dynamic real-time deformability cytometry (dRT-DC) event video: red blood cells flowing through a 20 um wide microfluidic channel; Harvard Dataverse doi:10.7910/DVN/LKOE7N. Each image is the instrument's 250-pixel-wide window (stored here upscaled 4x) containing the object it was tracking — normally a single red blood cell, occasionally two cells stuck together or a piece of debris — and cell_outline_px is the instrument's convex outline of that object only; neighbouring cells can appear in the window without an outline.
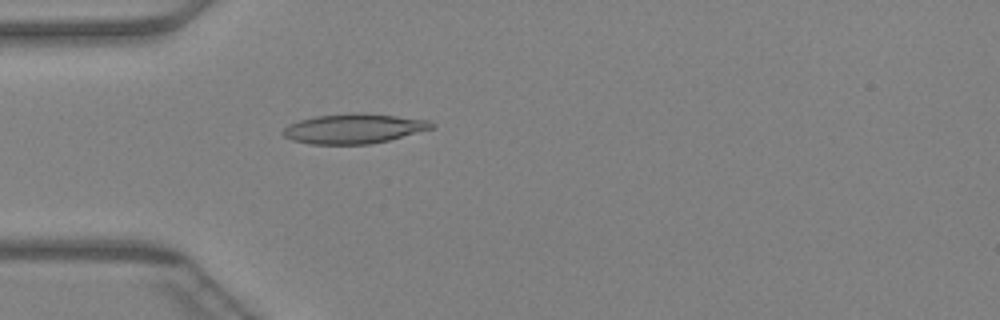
{"species": "Egyptian fruit bat (a non-hibernating species)", "species_latin": "Rousettus aegyptiacus", "temperature_condition": "warm", "stored_images_in_passage": 44, "camera_frame_rate_fps": 3000, "um_per_image_px": 0.085, "animal": {"sex": "female"}, "frame": {"image": 1, "passage_image": 12, "time_ms": 3.667, "image_size_px": [1000, 320], "cell_outline_px": [[436, 124], [432, 128], [388, 140], [368, 144], [312, 144], [292, 140], [284, 136], [280, 132], [288, 124], [300, 120], [316, 116], [352, 112], [364, 112], [432, 120]], "centroid_in_image_um": [30.07, 10.91], "position_along_channel_um": 54.9, "area_um2": 25.89}}
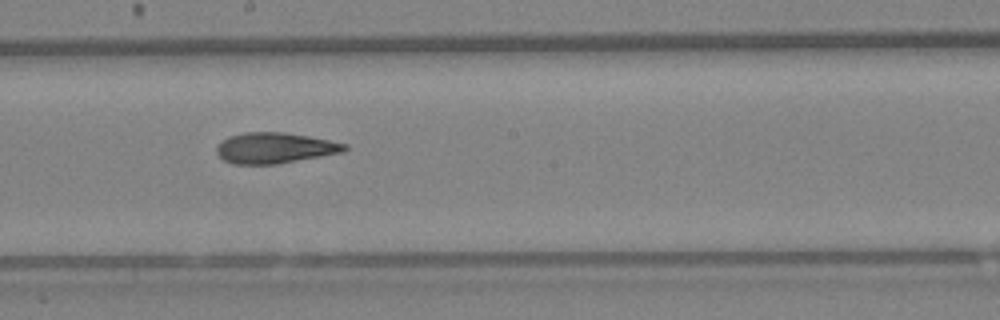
{"frame": {"image": 2, "passage_image": 24, "time_ms": 7.667, "image_size_px": [1000, 320], "cell_outline_px": [[348, 148], [344, 152], [276, 164], [232, 164], [224, 160], [216, 152], [216, 144], [228, 136], [244, 132], [284, 132], [308, 136], [348, 144]], "centroid_in_image_um": [23.33, 12.57], "position_along_channel_um": 224.9, "area_um2": 23.0}}
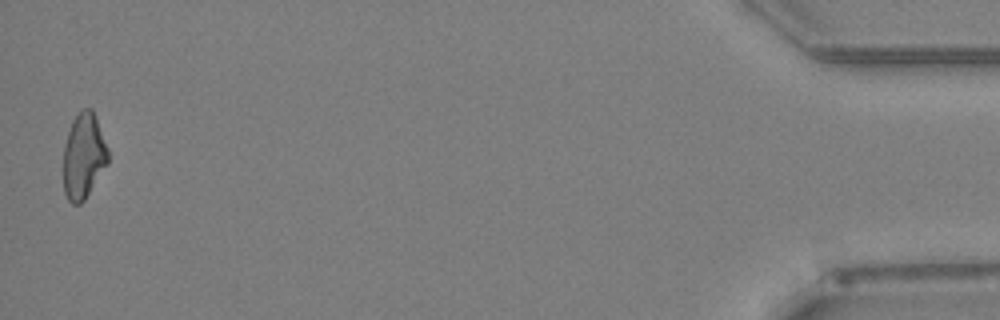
{"frame": {"image": 3, "passage_image": 44, "time_ms": 14.333, "image_size_px": [1000, 320], "cell_outline_px": [[108, 164], [84, 200], [80, 204], [72, 204], [68, 200], [64, 192], [64, 144], [72, 120], [84, 108], [92, 108], [96, 116], [108, 148]], "centroid_in_image_um": [7.12, 13.26], "position_along_channel_um": 428.1, "area_um2": 22.25}}